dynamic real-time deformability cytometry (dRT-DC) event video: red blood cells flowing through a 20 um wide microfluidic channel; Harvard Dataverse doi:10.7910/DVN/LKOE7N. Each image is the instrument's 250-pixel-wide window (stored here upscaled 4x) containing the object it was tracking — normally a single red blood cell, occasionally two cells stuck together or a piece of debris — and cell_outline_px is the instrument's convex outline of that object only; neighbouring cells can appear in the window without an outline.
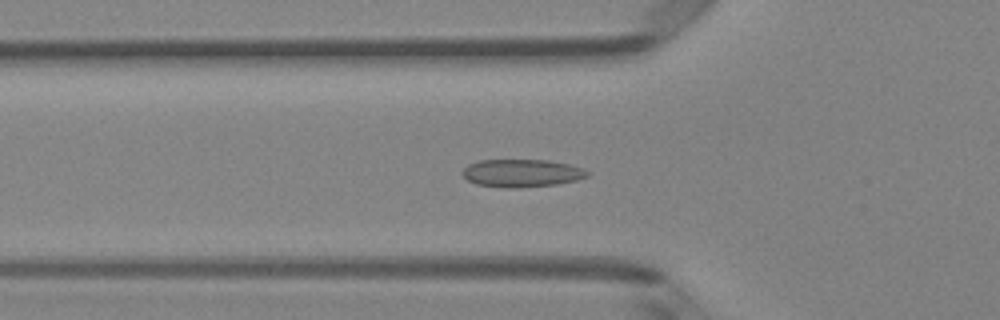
{"species": "Egyptian fruit bat (a non-hibernating species)", "species_latin": "Rousettus aegyptiacus", "temperature_condition": "room temperature", "stored_images_in_passage": 50, "camera_frame_rate_fps": 3000, "um_per_image_px": 0.085, "animal": {"sex": "female"}, "frame": {"image": 1, "passage_image": 17, "time_ms": 5.333, "image_size_px": [1000, 320], "cell_outline_px": [[588, 176], [576, 180], [556, 184], [512, 188], [508, 188], [476, 184], [468, 180], [460, 172], [468, 164], [480, 160], [548, 160], [568, 164], [584, 168], [588, 172]], "centroid_in_image_um": [44.33, 14.71], "position_along_channel_um": 81.5, "area_um2": 20.11}}
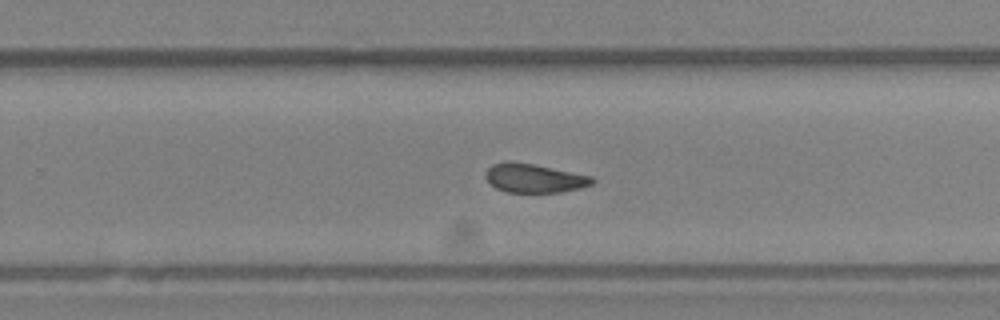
{"frame": {"image": 2, "passage_image": 32, "time_ms": 10.333, "image_size_px": [1000, 320], "cell_outline_px": [[596, 180], [592, 184], [580, 188], [560, 192], [508, 192], [496, 188], [484, 176], [488, 168], [492, 164], [504, 160], [508, 160], [532, 164], [592, 176]], "centroid_in_image_um": [45.39, 15.13], "position_along_channel_um": 284.4, "area_um2": 17.86}}
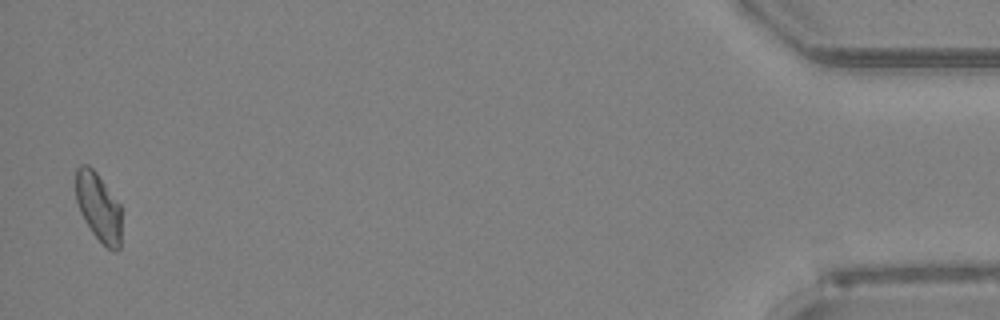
{"frame": {"image": 3, "passage_image": 49, "time_ms": 16.0, "image_size_px": [1000, 320], "cell_outline_px": [[120, 248], [116, 252], [112, 252], [92, 232], [84, 220], [80, 212], [76, 200], [76, 168], [80, 164], [88, 164], [96, 172], [120, 204]], "centroid_in_image_um": [8.36, 17.59], "position_along_channel_um": 426.8, "area_um2": 18.15}, "authors_computed_cell_mechanics": {"area_um2": 19.074, "velocity_mm_per_s": 4.0588, "shape_relaxation_time_tau1_ms": null, "shape_relaxation_time_tau2_ms": 1.4433, "deformation_change_tau1": null, "deformation_change_tau2": 0.0645}}